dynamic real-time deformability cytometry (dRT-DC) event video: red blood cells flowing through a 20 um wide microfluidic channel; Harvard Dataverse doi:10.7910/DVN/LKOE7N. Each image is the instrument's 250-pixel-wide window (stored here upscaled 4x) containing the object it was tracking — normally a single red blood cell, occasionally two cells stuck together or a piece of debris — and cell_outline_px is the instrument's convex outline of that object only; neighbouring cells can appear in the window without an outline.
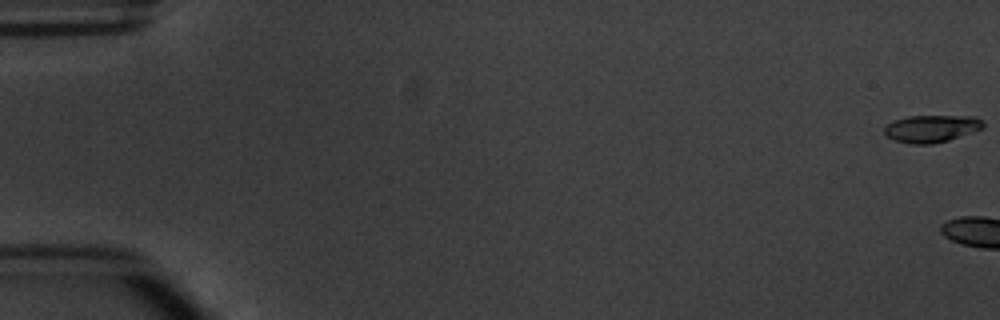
{"species": "common noctule bat (a hibernating species)", "species_latin": "Nyctalus noctula", "temperature_condition": "warm", "stored_images_in_passage": 7, "camera_frame_rate_fps": 3000, "um_per_image_px": 0.085, "animal": {"sex": "male", "body_mass_g": 20.1, "forearm_length_mm": 53.5}, "frame": {"image": 1, "passage_image": 1, "time_ms": 0.0, "image_size_px": [1000, 320], "cell_outline_px": [[984, 128], [948, 140], [932, 144], [912, 144], [896, 140], [888, 136], [884, 132], [884, 128], [888, 124], [896, 120], [908, 116], [976, 116], [984, 120]], "centroid_in_image_um": [79.23, 10.92], "position_along_channel_um": 5.8, "area_um2": 15.61}}